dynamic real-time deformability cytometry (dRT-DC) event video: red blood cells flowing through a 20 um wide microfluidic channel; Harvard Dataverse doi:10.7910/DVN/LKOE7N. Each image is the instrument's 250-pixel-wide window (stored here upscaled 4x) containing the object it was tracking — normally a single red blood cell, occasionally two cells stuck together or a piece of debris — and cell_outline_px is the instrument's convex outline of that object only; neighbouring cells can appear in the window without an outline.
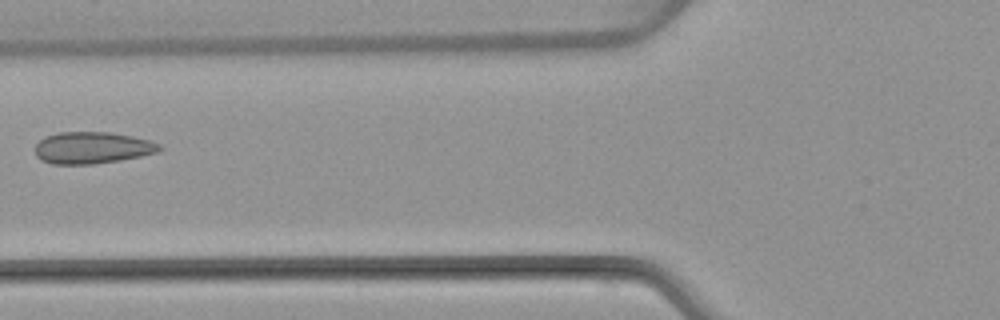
{"species": "common noctule bat (a hibernating species)", "species_latin": "Nyctalus noctula", "temperature_condition": "warm", "stored_images_in_passage": 3, "camera_frame_rate_fps": 3000, "um_per_image_px": 0.085, "animal": {"sex": "female", "body_mass_g": 22.7, "forearm_length_mm": 54.2}, "frame": {"image": 1, "passage_image": 3, "time_ms": 2.333, "image_size_px": [1000, 320], "cell_outline_px": [[164, 148], [156, 152], [140, 156], [120, 160], [92, 164], [52, 164], [40, 160], [36, 156], [36, 144], [44, 136], [60, 132], [112, 132], [132, 136], [148, 140], [160, 144]], "centroid_in_image_um": [7.82, 12.56], "position_along_channel_um": 118.0, "area_um2": 23.06}}